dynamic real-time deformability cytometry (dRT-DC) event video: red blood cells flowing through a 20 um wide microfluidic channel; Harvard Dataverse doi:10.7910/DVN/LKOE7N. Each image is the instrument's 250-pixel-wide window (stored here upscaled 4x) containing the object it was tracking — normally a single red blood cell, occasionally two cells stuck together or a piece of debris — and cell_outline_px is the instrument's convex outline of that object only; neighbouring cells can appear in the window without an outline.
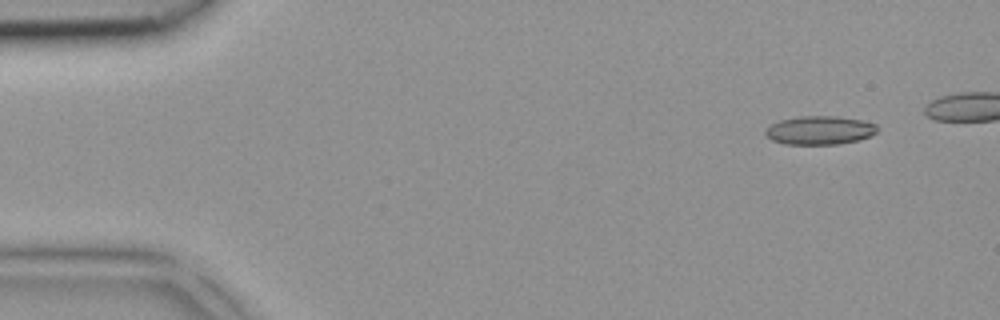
{"species": "common noctule bat (a hibernating species)", "species_latin": "Nyctalus noctula", "temperature_condition": "room temperature", "stored_images_in_passage": 6, "camera_frame_rate_fps": 3000, "um_per_image_px": 0.085, "animal": {"sex": "female", "body_mass_g": 18.4}, "frame": {"image": 1, "passage_image": 1, "time_ms": 0.0, "image_size_px": [1000, 320], "cell_outline_px": [[876, 132], [860, 140], [840, 144], [784, 144], [772, 140], [764, 132], [764, 128], [780, 120], [800, 116], [836, 116], [860, 120], [876, 124]], "centroid_in_image_um": [69.64, 11.07], "position_along_channel_um": 15.4, "area_um2": 18.55}}